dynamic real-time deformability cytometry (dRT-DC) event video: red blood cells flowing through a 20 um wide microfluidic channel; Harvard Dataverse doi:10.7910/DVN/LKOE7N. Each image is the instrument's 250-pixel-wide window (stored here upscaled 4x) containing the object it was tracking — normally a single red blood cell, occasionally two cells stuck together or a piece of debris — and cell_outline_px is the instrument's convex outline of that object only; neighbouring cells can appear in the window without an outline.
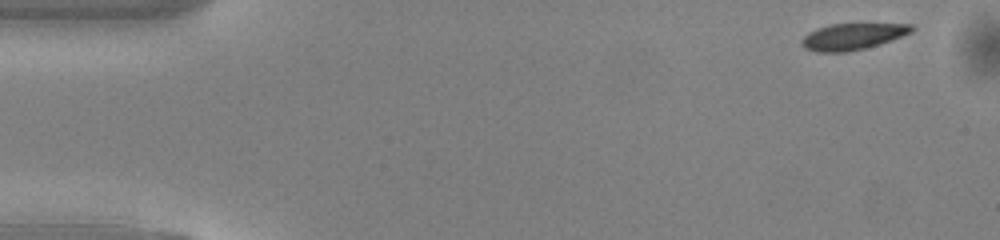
{"species": "common noctule bat (a hibernating species)", "species_latin": "Nyctalus noctula", "temperature_condition": "warm", "stored_images_in_passage": 40, "camera_frame_rate_fps": 3000, "um_per_image_px": 0.085, "animal": {"sex": "male", "body_mass_g": 13.0, "forearm_length_mm": 53.1}, "frame": {"image": 1, "passage_image": 1, "time_ms": 0.0, "image_size_px": [1000, 240], "cell_outline_px": [[916, 28], [912, 32], [892, 40], [880, 44], [848, 52], [816, 52], [804, 48], [800, 44], [800, 40], [808, 32], [816, 28], [828, 24], [912, 24]], "centroid_in_image_um": [72.44, 3.1], "position_along_channel_um": 12.6, "area_um2": 17.11}}
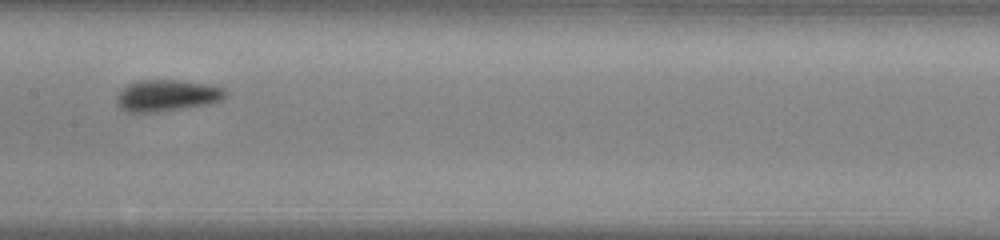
{"frame": {"image": 2, "passage_image": 23, "time_ms": 7.333, "image_size_px": [1000, 240], "cell_outline_px": [[228, 96], [220, 100], [208, 104], [156, 112], [128, 112], [120, 108], [116, 104], [116, 96], [128, 84], [136, 80], [180, 80], [212, 84], [224, 88], [228, 92]], "centroid_in_image_um": [14.21, 8.1], "position_along_channel_um": 193.2, "area_um2": 20.17}}
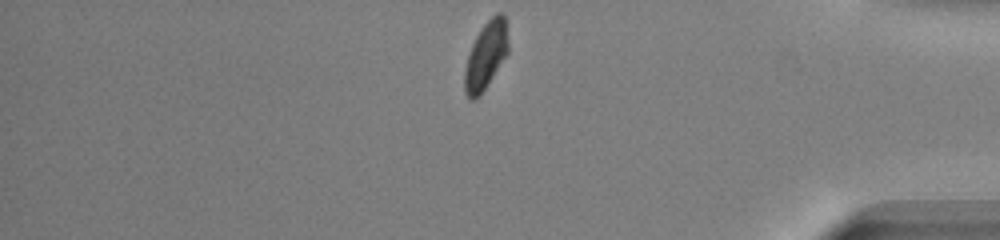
{"frame": {"image": 3, "passage_image": 40, "time_ms": 13.0, "image_size_px": [1000, 240], "cell_outline_px": [[508, 52], [480, 96], [472, 100], [464, 92], [464, 72], [468, 56], [472, 44], [480, 28], [496, 12], [504, 12], [508, 44]], "centroid_in_image_um": [41.29, 4.7], "position_along_channel_um": 393.9, "area_um2": 16.99}, "authors_computed_cell_mechanics": {"area_um2": 18.1781, "velocity_mm_per_s": 4.0973, "shape_relaxation_time_tau1_ms": 2.0296, "shape_relaxation_time_tau2_ms": null, "deformation_change_tau1": 0.1066, "deformation_change_tau2": null}}